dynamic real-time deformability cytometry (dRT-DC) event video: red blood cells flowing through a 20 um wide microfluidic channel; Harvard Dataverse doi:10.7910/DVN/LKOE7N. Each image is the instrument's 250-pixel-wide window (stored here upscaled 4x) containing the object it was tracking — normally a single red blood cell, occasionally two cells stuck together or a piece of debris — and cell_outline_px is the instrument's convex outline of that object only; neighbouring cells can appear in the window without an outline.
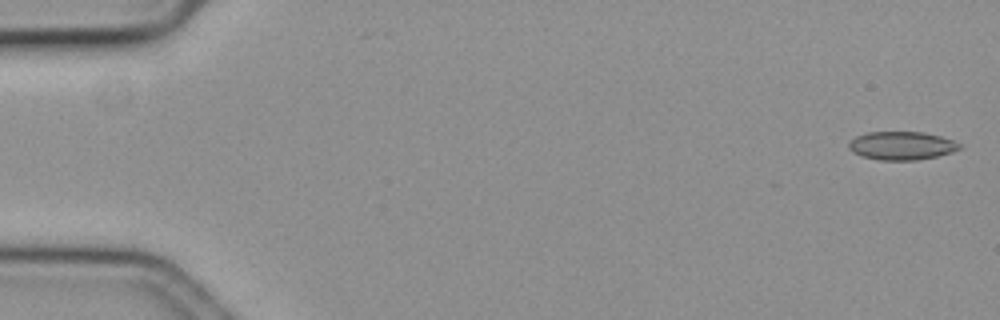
{"species": "common noctule bat (a hibernating species)", "species_latin": "Nyctalus noctula", "temperature_condition": "cold", "stored_images_in_passage": 49, "camera_frame_rate_fps": 3000, "um_per_image_px": 0.085, "animal": {"sex": "female", "body_mass_g": 19.3, "forearm_length_mm": 54.1}, "frame": {"image": 1, "passage_image": 2, "time_ms": 0.333, "image_size_px": [1000, 320], "cell_outline_px": [[964, 144], [960, 148], [952, 152], [936, 156], [916, 160], [880, 160], [860, 156], [852, 152], [848, 148], [848, 140], [856, 136], [868, 132], [924, 132], [940, 136]], "centroid_in_image_um": [76.61, 12.38], "position_along_channel_um": 8.4, "area_um2": 18.44}}
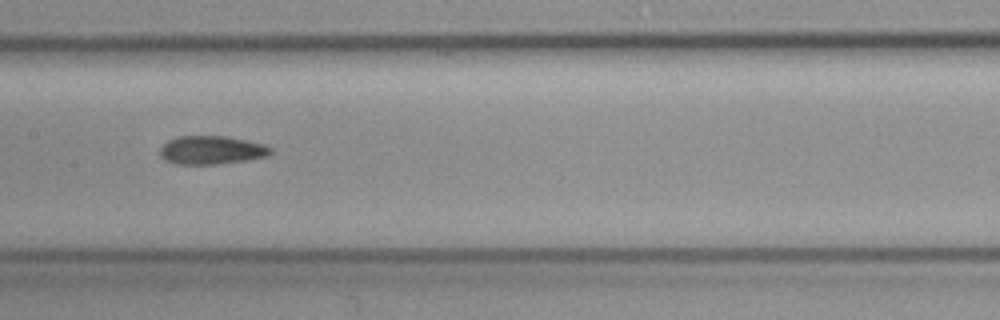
{"frame": {"image": 2, "passage_image": 30, "time_ms": 9.667, "image_size_px": [1000, 320], "cell_outline_px": [[272, 152], [268, 156], [248, 160], [216, 164], [176, 164], [164, 160], [160, 156], [160, 148], [168, 140], [176, 136], [228, 136], [264, 144], [272, 148]], "centroid_in_image_um": [17.98, 12.75], "position_along_channel_um": 189.4, "area_um2": 18.5}}
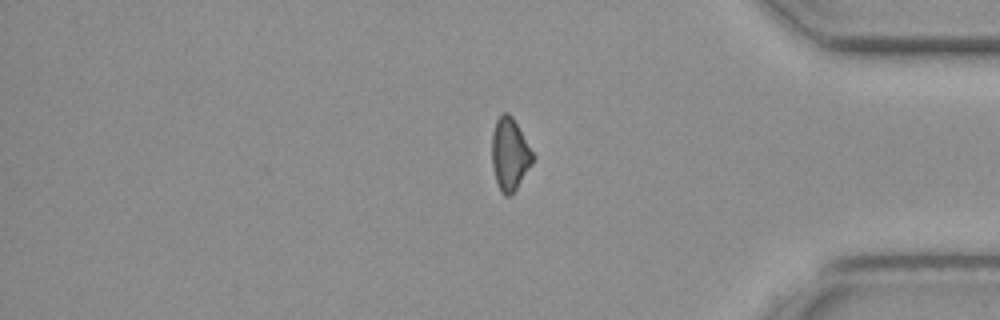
{"frame": {"image": 3, "passage_image": 49, "time_ms": 16.0, "image_size_px": [1000, 320], "cell_outline_px": [[536, 156], [532, 164], [516, 188], [508, 196], [504, 196], [500, 192], [496, 180], [492, 164], [492, 132], [496, 120], [500, 112], [508, 112], [512, 116]], "centroid_in_image_um": [43.33, 13.07], "position_along_channel_um": 391.9, "area_um2": 17.34}}